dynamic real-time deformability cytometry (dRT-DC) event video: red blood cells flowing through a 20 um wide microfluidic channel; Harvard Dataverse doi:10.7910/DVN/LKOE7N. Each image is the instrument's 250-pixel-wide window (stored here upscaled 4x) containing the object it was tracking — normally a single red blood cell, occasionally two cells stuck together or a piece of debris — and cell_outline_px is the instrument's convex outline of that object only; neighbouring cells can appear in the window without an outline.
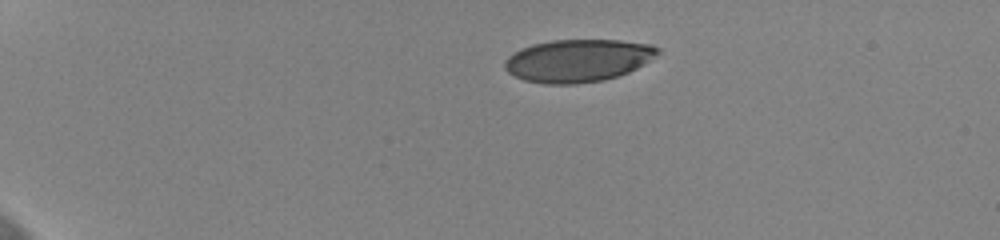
{"species": "human", "species_latin": "Homo sapiens", "temperature_condition": "cold", "stored_images_in_passage": 40, "camera_frame_rate_fps": 3000, "um_per_image_px": 0.085, "donor": {"sex": "female"}, "frame": {"image": 1, "passage_image": 1, "time_ms": 0.0, "image_size_px": [1000, 240], "cell_outline_px": [[660, 52], [644, 64], [628, 72], [604, 80], [576, 84], [544, 84], [524, 80], [508, 72], [504, 68], [504, 60], [508, 56], [532, 44], [552, 40], [620, 40], [652, 44], [660, 48]], "centroid_in_image_um": [49.13, 5.14], "position_along_channel_um": 35.9, "area_um2": 37.97}}
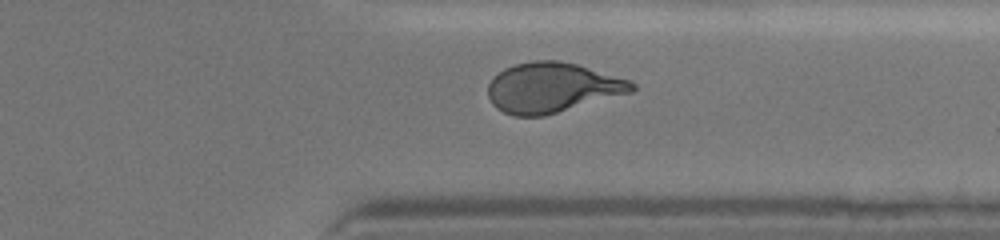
{"frame": {"image": 2, "passage_image": 35, "time_ms": 11.333, "image_size_px": [1000, 240], "cell_outline_px": [[636, 88], [632, 92], [544, 116], [512, 116], [496, 108], [492, 104], [488, 96], [488, 84], [492, 76], [504, 68], [512, 64], [532, 60], [560, 60], [576, 64], [628, 80], [636, 84]], "centroid_in_image_um": [46.88, 7.44], "position_along_channel_um": 364.5, "area_um2": 42.02}}
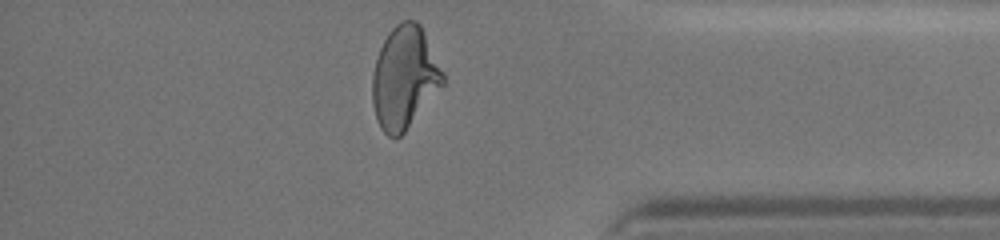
{"frame": {"image": 3, "passage_image": 39, "time_ms": 12.667, "image_size_px": [1000, 240], "cell_outline_px": [[444, 84], [404, 132], [400, 136], [388, 136], [380, 128], [376, 120], [372, 104], [372, 76], [376, 60], [380, 48], [388, 32], [400, 20], [416, 20], [420, 24], [444, 72]], "centroid_in_image_um": [34.36, 6.58], "position_along_channel_um": 400.8, "area_um2": 41.96}, "authors_computed_cell_mechanics": {"area_um2": 41.5871, "velocity_mm_per_s": 3.6336, "shape_relaxation_time_tau1_ms": 4.4892, "shape_relaxation_time_tau2_ms": 0.8172, "deformation_change_tau1": 0.193, "deformation_change_tau2": 0.0788}}